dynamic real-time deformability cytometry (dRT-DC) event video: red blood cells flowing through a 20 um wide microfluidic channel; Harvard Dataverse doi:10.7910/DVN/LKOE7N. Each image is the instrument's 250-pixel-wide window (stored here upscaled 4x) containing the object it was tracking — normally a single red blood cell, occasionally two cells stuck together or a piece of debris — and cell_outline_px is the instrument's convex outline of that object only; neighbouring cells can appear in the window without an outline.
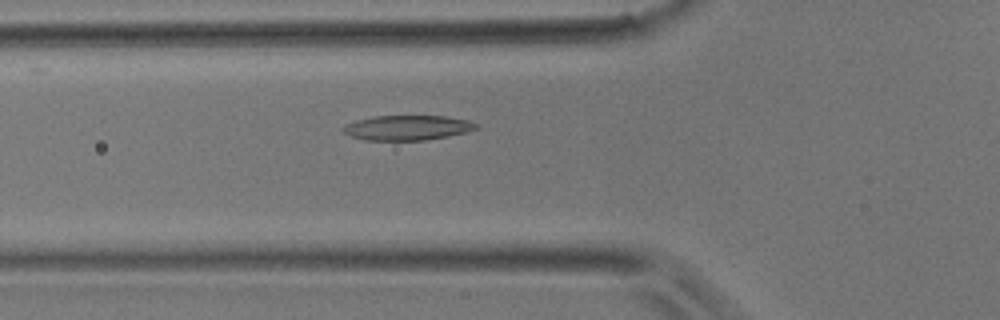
{"species": "common noctule bat (a hibernating species)", "species_latin": "Nyctalus noctula", "temperature_condition": "room temperature", "stored_images_in_passage": 45, "camera_frame_rate_fps": 3000, "um_per_image_px": 0.085, "animal": {"sex": "male", "body_mass_g": 17.9}, "frame": {"image": 1, "passage_image": 15, "time_ms": 4.667, "image_size_px": [1000, 320], "cell_outline_px": [[480, 128], [468, 132], [448, 136], [424, 140], [364, 140], [352, 136], [344, 132], [340, 128], [344, 124], [356, 120], [372, 116], [448, 116], [468, 120], [480, 124]], "centroid_in_image_um": [34.66, 10.85], "position_along_channel_um": 91.1, "area_um2": 19.54}}
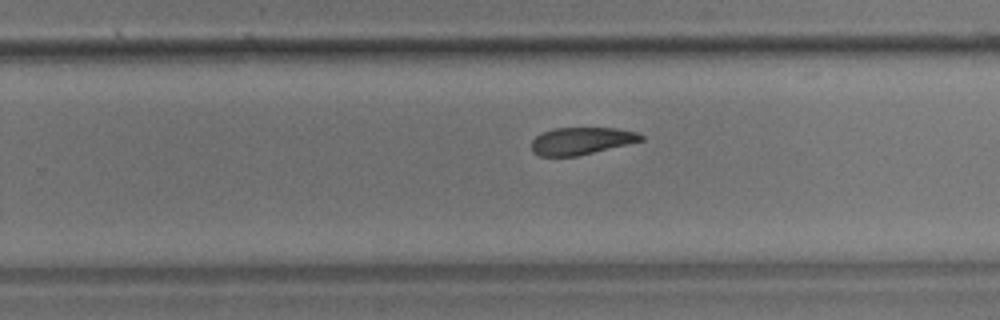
{"frame": {"image": 2, "passage_image": 28, "time_ms": 9.0, "image_size_px": [1000, 320], "cell_outline_px": [[644, 140], [628, 144], [576, 156], [540, 156], [532, 152], [532, 140], [540, 132], [552, 128], [616, 128], [636, 132], [644, 136]], "centroid_in_image_um": [49.39, 11.97], "position_along_channel_um": 280.4, "area_um2": 17.4}}
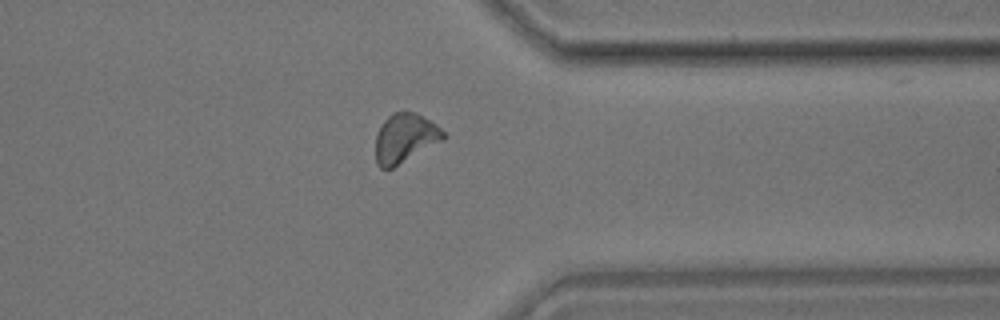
{"frame": {"image": 3, "passage_image": 35, "time_ms": 11.333, "image_size_px": [1000, 320], "cell_outline_px": [[448, 136], [444, 140], [392, 168], [380, 168], [376, 164], [376, 132], [380, 124], [392, 112], [416, 112], [436, 124]], "centroid_in_image_um": [34.42, 11.73], "position_along_channel_um": 377.0, "area_um2": 19.54}}